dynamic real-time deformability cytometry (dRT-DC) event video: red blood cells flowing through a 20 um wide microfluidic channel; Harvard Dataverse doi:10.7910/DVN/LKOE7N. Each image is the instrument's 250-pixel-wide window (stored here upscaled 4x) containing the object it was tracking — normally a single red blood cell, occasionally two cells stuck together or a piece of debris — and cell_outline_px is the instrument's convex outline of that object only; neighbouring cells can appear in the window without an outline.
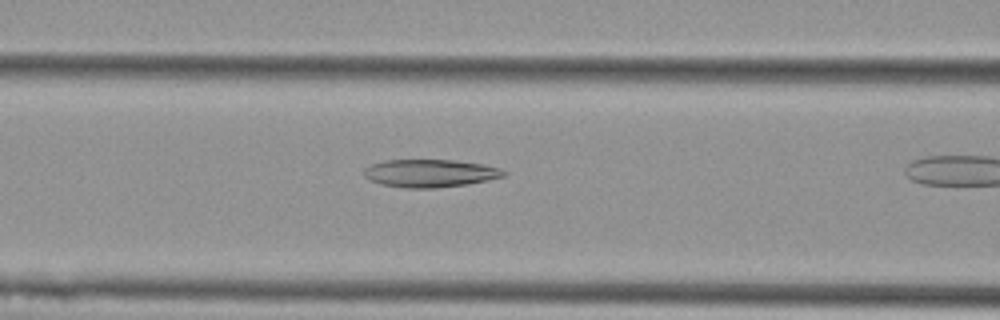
{"species": "Egyptian fruit bat (a non-hibernating species)", "species_latin": "Rousettus aegyptiacus", "temperature_condition": "cold", "stored_images_in_passage": 10, "camera_frame_rate_fps": 3000, "um_per_image_px": 0.085, "animal": {"sex": "female"}, "frame": {"image": 1, "passage_image": 9, "time_ms": 2.667, "image_size_px": [1000, 320], "cell_outline_px": [[504, 176], [488, 180], [468, 184], [432, 188], [404, 188], [380, 184], [368, 180], [364, 176], [364, 168], [372, 164], [384, 160], [456, 160], [484, 164], [500, 168], [504, 172]], "centroid_in_image_um": [36.52, 14.72], "position_along_channel_um": 130.1, "area_um2": 22.72}}